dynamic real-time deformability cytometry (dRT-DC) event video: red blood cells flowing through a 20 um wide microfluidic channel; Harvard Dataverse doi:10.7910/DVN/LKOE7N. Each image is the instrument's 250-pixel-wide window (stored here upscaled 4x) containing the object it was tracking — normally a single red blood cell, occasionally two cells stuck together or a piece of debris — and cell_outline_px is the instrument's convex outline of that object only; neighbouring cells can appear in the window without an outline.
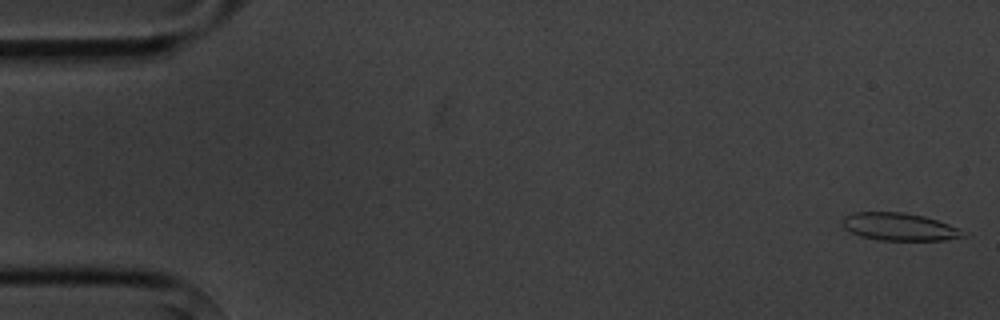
{"species": "common noctule bat (a hibernating species)", "species_latin": "Nyctalus noctula", "temperature_condition": "cold", "stored_images_in_passage": 5, "camera_frame_rate_fps": 3000, "um_per_image_px": 0.085, "animal": {"sex": "male", "body_mass_g": 20.1, "forearm_length_mm": 53.5}, "frame": {"image": 1, "passage_image": 1, "time_ms": 0.0, "image_size_px": [1000, 320], "cell_outline_px": [[968, 236], [944, 240], [880, 240], [860, 236], [844, 228], [840, 224], [840, 220], [844, 216], [852, 212], [904, 212], [924, 216], [948, 224], [968, 232]], "centroid_in_image_um": [76.43, 19.27], "position_along_channel_um": 8.6, "area_um2": 19.65}}
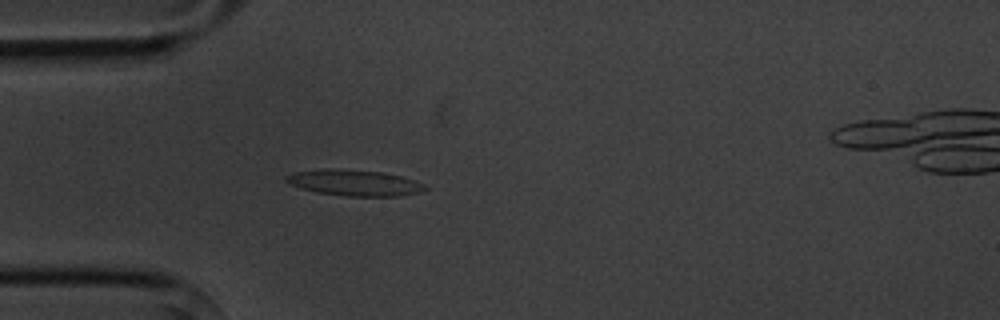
{"frame": {"image": 2, "passage_image": 5, "time_ms": 4.667, "image_size_px": [1000, 320], "cell_outline_px": [[428, 188], [420, 192], [400, 196], [348, 196], [316, 192], [292, 184], [284, 180], [284, 176], [292, 172], [324, 168], [328, 168], [380, 172], [400, 176], [416, 180], [424, 184]], "centroid_in_image_um": [30.13, 15.53], "position_along_channel_um": 54.9, "area_um2": 20.92}}